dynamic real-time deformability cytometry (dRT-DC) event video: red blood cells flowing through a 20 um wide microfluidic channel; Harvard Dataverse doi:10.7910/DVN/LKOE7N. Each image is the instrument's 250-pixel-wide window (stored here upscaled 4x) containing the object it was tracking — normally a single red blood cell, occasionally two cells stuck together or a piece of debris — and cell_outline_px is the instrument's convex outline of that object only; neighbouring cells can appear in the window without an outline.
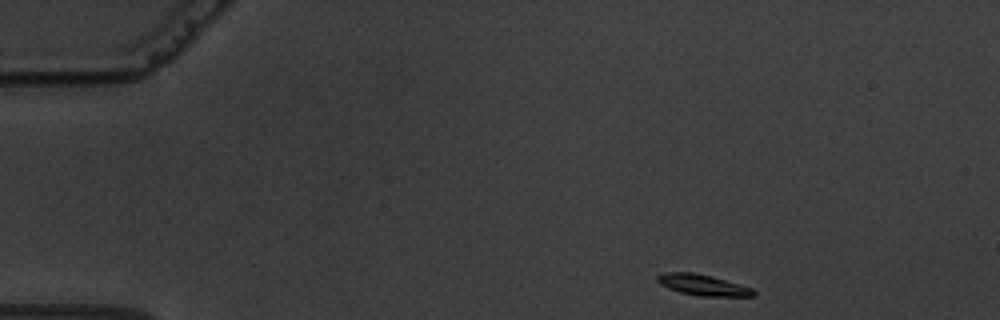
{"species": "common noctule bat (a hibernating species)", "species_latin": "Nyctalus noctula", "temperature_condition": "warm", "stored_images_in_passage": 53, "camera_frame_rate_fps": 3000, "um_per_image_px": 0.085, "animal": {"sex": "male", "body_mass_g": 19.5, "forearm_length_mm": 54.6}, "frame": {"image": 1, "passage_image": 1, "time_ms": 0.0, "image_size_px": [1000, 320], "cell_outline_px": [[756, 292], [752, 296], [700, 296], [680, 292], [668, 288], [660, 284], [656, 280], [656, 276], [664, 272], [692, 272], [712, 276], [740, 284], [752, 288]], "centroid_in_image_um": [59.71, 24.21], "position_along_channel_um": 25.3, "area_um2": 11.73}}
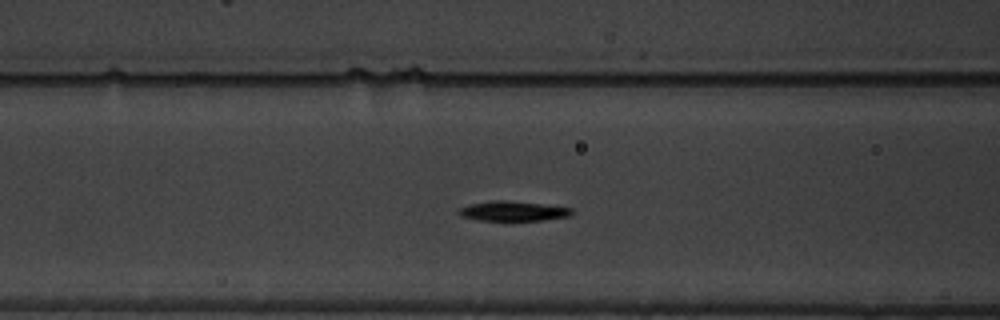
{"frame": {"image": 2, "passage_image": 17, "time_ms": 5.333, "image_size_px": [1000, 320], "cell_outline_px": [[572, 216], [544, 220], [480, 220], [460, 216], [460, 208], [472, 204], [492, 200], [504, 200], [540, 204], [572, 208]], "centroid_in_image_um": [43.65, 17.94], "position_along_channel_um": 123.0, "area_um2": 12.77}}
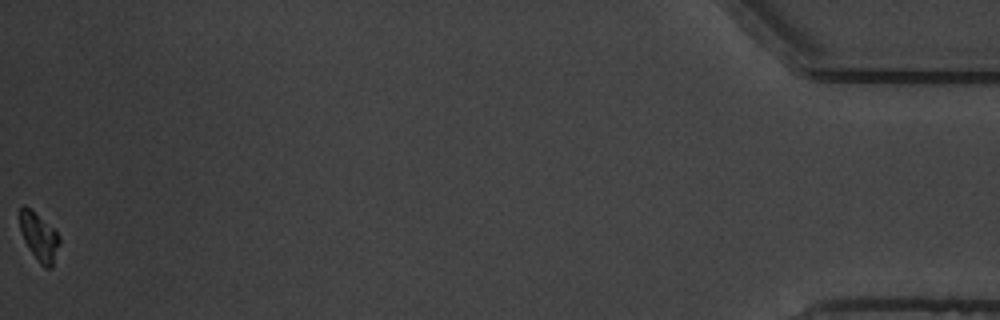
{"frame": {"image": 3, "passage_image": 53, "time_ms": 17.333, "image_size_px": [1000, 320], "cell_outline_px": [[60, 244], [52, 268], [44, 268], [40, 264], [28, 248], [24, 240], [20, 228], [20, 208], [24, 204], [52, 228], [60, 236]], "centroid_in_image_um": [3.33, 20.19], "position_along_channel_um": 431.9, "area_um2": 10.92}, "authors_computed_cell_mechanics": {"area_um2": 12.716, "velocity_mm_per_s": 3.3491, "shape_relaxation_time_tau1_ms": 2.6893, "shape_relaxation_time_tau2_ms": null, "deformation_change_tau1": 0.172, "deformation_change_tau2": null}}